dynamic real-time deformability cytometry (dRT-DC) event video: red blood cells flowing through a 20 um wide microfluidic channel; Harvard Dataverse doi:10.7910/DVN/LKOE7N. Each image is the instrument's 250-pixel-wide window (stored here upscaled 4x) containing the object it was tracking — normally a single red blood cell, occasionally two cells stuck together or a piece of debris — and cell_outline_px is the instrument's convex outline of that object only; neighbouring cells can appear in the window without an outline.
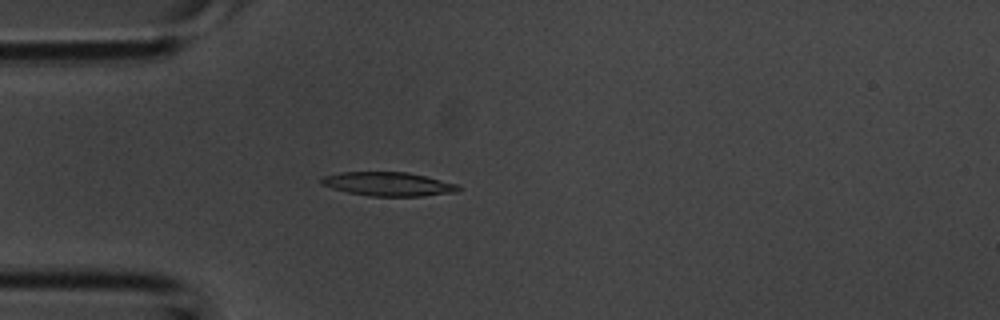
{"species": "common noctule bat (a hibernating species)", "species_latin": "Nyctalus noctula", "temperature_condition": "room temperature", "stored_images_in_passage": 1, "camera_frame_rate_fps": 3000, "um_per_image_px": 0.085, "animal": {"sex": "male", "body_mass_g": 20.1, "forearm_length_mm": 53.5}, "frame": {"image": 1, "passage_image": 1, "time_ms": 0.0, "image_size_px": [1000, 320], "cell_outline_px": [[460, 188], [456, 192], [424, 196], [368, 196], [348, 192], [332, 188], [320, 184], [320, 176], [340, 172], [408, 172], [460, 184]], "centroid_in_image_um": [32.99, 15.64], "position_along_channel_um": 52.0, "area_um2": 19.25}}